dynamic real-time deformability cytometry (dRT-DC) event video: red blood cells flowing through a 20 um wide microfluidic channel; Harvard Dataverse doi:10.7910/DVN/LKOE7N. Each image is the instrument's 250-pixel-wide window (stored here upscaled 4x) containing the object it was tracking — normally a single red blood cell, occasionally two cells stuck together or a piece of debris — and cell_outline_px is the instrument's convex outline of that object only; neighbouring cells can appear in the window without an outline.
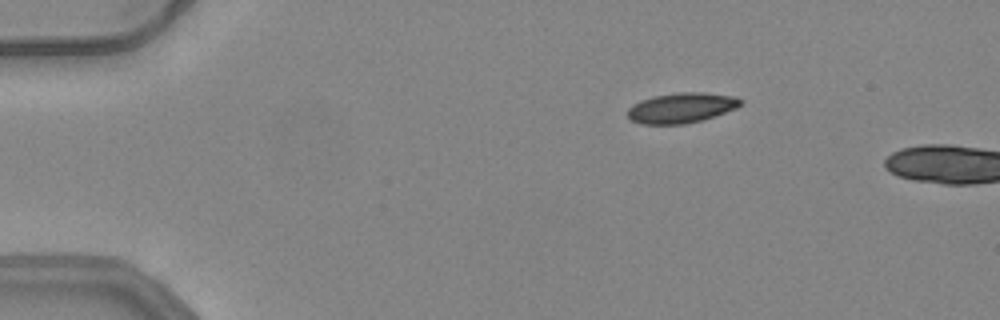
{"species": "common noctule bat (a hibernating species)", "species_latin": "Nyctalus noctula", "temperature_condition": "warm", "stored_images_in_passage": 12, "camera_frame_rate_fps": 3000, "um_per_image_px": 0.085, "animal": {"sex": "female", "body_mass_g": 24.6, "forearm_length_mm": 56.2}, "frame": {"image": 1, "passage_image": 9, "time_ms": 2.667, "image_size_px": [1000, 320], "cell_outline_px": [[744, 100], [736, 108], [700, 120], [684, 124], [640, 124], [632, 120], [628, 116], [628, 108], [632, 104], [640, 100], [652, 96], [676, 92], [704, 92], [736, 96]], "centroid_in_image_um": [57.9, 9.15], "position_along_channel_um": 27.1, "area_um2": 19.88}}